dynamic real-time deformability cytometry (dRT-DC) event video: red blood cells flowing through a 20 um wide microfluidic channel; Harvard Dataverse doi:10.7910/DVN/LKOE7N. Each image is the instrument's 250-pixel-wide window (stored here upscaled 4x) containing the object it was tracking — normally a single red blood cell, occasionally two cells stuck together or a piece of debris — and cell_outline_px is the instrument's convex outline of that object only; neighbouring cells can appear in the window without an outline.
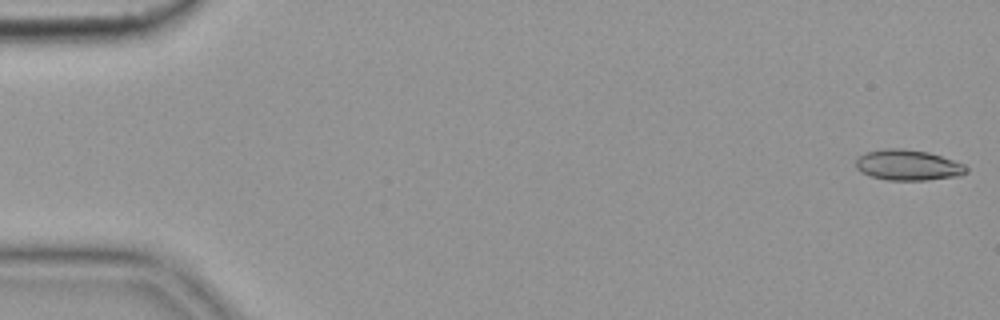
{"species": "common noctule bat (a hibernating species)", "species_latin": "Nyctalus noctula", "temperature_condition": "cold", "stored_images_in_passage": 55, "camera_frame_rate_fps": 3000, "um_per_image_px": 0.085, "animal": {"sex": "female", "body_mass_g": 19.9}, "frame": {"image": 1, "passage_image": 1, "time_ms": 0.0, "image_size_px": [1000, 320], "cell_outline_px": [[968, 172], [960, 176], [928, 180], [888, 180], [868, 176], [860, 172], [856, 168], [856, 156], [880, 148], [904, 148], [928, 152], [964, 164], [968, 168]], "centroid_in_image_um": [77.15, 14.03], "position_along_channel_um": 7.9, "area_um2": 20.0}}
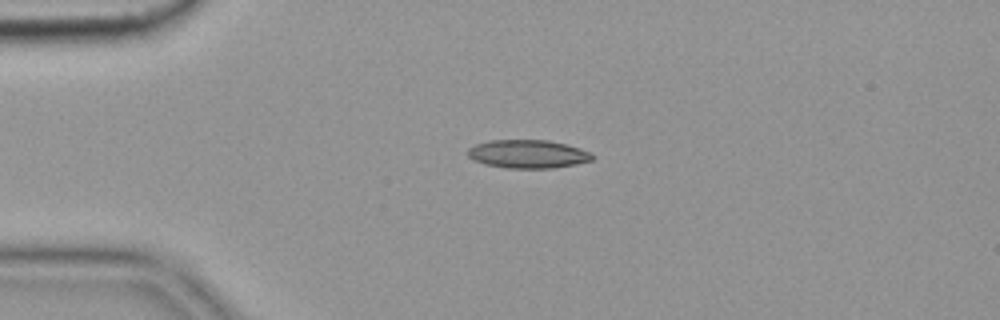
{"frame": {"image": 2, "passage_image": 13, "time_ms": 4.0, "image_size_px": [1000, 320], "cell_outline_px": [[596, 156], [592, 160], [576, 164], [552, 168], [508, 168], [484, 164], [472, 160], [468, 156], [468, 148], [476, 144], [488, 140], [548, 140], [580, 148], [592, 152]], "centroid_in_image_um": [44.88, 13.09], "position_along_channel_um": 40.1, "area_um2": 20.69}}
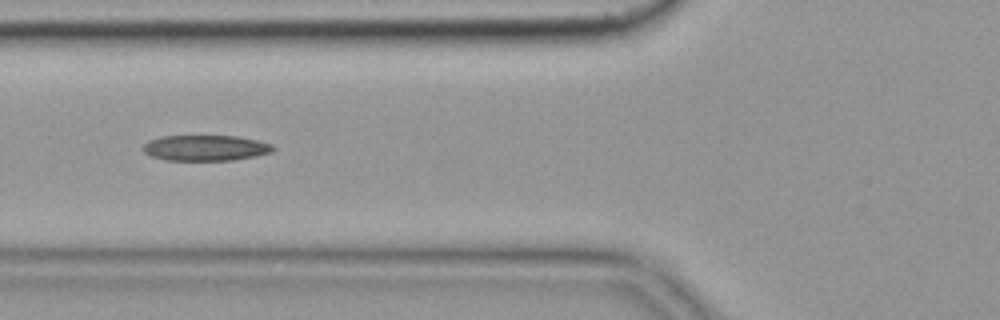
{"frame": {"image": 3, "passage_image": 21, "time_ms": 6.667, "image_size_px": [1000, 320], "cell_outline_px": [[276, 148], [272, 152], [256, 156], [232, 160], [164, 160], [152, 156], [144, 152], [140, 148], [148, 140], [160, 136], [236, 136], [260, 140], [272, 144]], "centroid_in_image_um": [17.47, 12.57], "position_along_channel_um": 108.3, "area_um2": 19.65}, "authors_computed_cell_mechanics": {"area_um2": 19.5942, "velocity_mm_per_s": 3.6383, "shape_relaxation_time_tau1_ms": null, "shape_relaxation_time_tau2_ms": 3.2248, "deformation_change_tau1": null, "deformation_change_tau2": 0.1322}}